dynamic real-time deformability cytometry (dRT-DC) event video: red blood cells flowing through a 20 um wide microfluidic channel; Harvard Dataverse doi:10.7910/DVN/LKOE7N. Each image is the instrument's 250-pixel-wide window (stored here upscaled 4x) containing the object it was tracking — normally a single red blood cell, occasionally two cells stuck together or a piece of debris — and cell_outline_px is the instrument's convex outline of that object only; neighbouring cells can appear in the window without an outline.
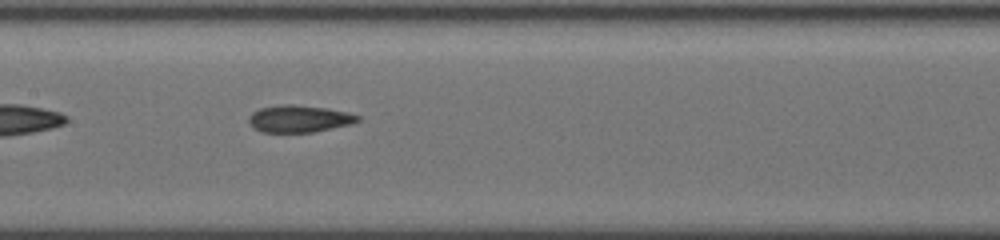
{"species": "common noctule bat (a hibernating species)", "species_latin": "Nyctalus noctula", "temperature_condition": "cold", "stored_images_in_passage": 23, "camera_frame_rate_fps": 3000, "um_per_image_px": 0.085, "animal": {"sex": "female", "body_mass_g": 19.5, "forearm_length_mm": 54.1}, "frame": {"image": 1, "passage_image": 21, "time_ms": 6.0, "image_size_px": [1000, 240], "cell_outline_px": [[360, 120], [352, 124], [312, 132], [260, 132], [252, 128], [248, 120], [248, 116], [252, 112], [260, 108], [284, 104], [292, 104], [324, 108], [348, 112], [360, 116]], "centroid_in_image_um": [25.4, 10.1], "position_along_channel_um": 182.0, "area_um2": 17.22}}
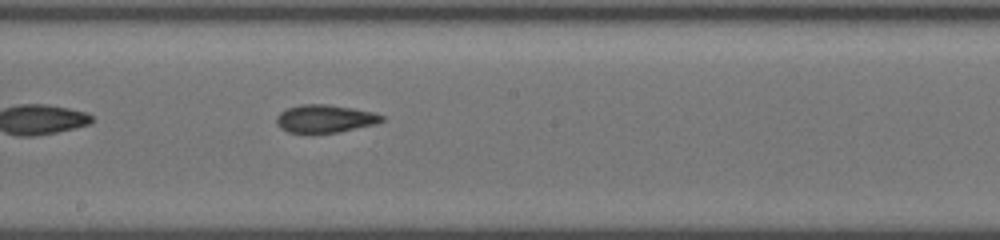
{"frame": {"image": 2, "passage_image": 23, "time_ms": 7.0, "image_size_px": [1000, 240], "cell_outline_px": [[384, 120], [376, 124], [340, 132], [288, 132], [280, 128], [276, 124], [276, 116], [280, 112], [288, 108], [300, 104], [328, 104], [376, 112], [384, 116]], "centroid_in_image_um": [27.64, 10.08], "position_along_channel_um": 220.6, "area_um2": 17.17}}